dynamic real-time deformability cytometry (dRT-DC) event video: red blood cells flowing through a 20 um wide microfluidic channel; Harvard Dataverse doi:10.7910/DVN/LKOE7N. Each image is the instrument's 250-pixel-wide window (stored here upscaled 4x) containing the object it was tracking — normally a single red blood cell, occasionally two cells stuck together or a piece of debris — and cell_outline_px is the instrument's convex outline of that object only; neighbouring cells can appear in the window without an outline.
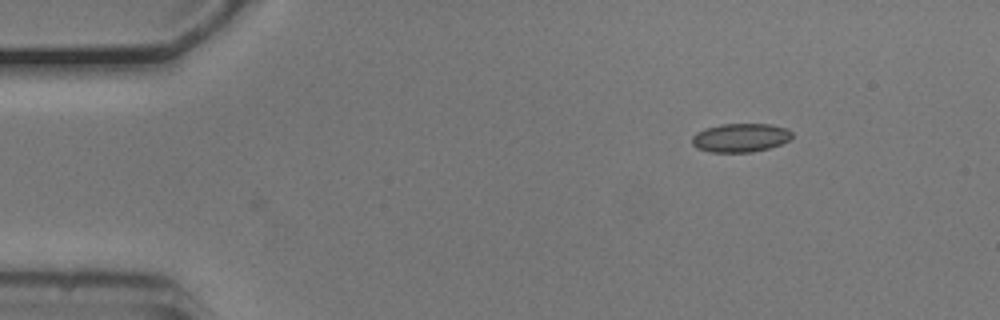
{"species": "common noctule bat (a hibernating species)", "species_latin": "Nyctalus noctula", "temperature_condition": "cold", "stored_images_in_passage": 7, "camera_frame_rate_fps": 3000, "um_per_image_px": 0.085, "animal": {"sex": "male", "body_mass_g": 20.5, "forearm_length_mm": 52.5}, "frame": {"image": 1, "passage_image": 7, "time_ms": 2.0, "image_size_px": [1000, 320], "cell_outline_px": [[792, 136], [788, 140], [780, 144], [768, 148], [752, 152], [708, 152], [696, 148], [692, 144], [692, 136], [696, 132], [704, 128], [720, 124], [772, 124], [788, 128], [792, 132]], "centroid_in_image_um": [62.91, 11.7], "position_along_channel_um": 22.1, "area_um2": 16.88}}